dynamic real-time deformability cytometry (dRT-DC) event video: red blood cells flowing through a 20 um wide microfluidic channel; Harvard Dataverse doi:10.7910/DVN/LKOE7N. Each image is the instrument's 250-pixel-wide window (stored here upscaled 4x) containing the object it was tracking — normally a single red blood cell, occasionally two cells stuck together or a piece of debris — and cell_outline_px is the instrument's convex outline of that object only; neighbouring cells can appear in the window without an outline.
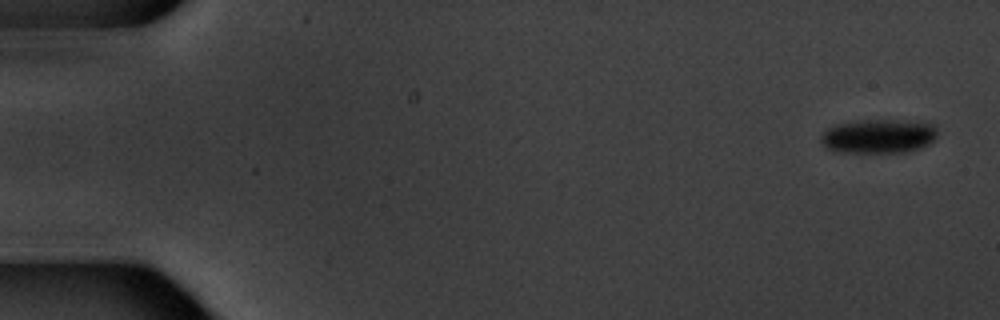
{"species": "common noctule bat (a hibernating species)", "species_latin": "Nyctalus noctula", "temperature_condition": "warm", "stored_images_in_passage": 5, "camera_frame_rate_fps": 3000, "um_per_image_px": 0.085, "animal": {"sex": "male", "body_mass_g": 20.1, "forearm_length_mm": 53.5}, "frame": {"image": 1, "passage_image": 1, "time_ms": 0.0, "image_size_px": [1000, 320], "cell_outline_px": [[936, 140], [920, 148], [904, 152], [836, 152], [828, 148], [820, 140], [820, 136], [828, 128], [836, 124], [860, 120], [888, 120], [936, 124]], "centroid_in_image_um": [74.67, 11.58], "position_along_channel_um": 10.3, "area_um2": 23.0}}
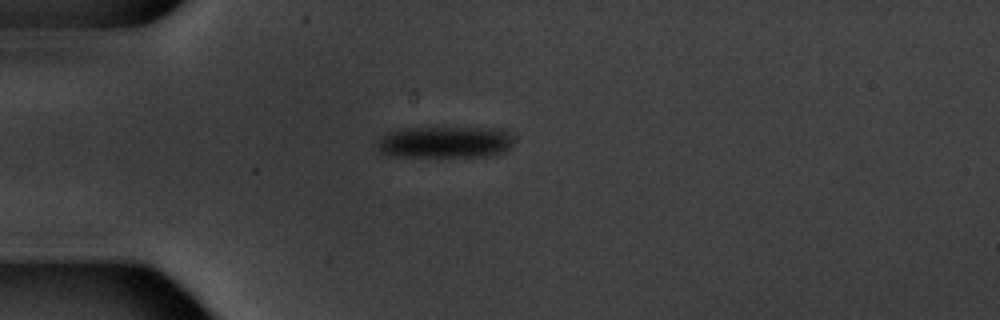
{"frame": {"image": 2, "passage_image": 5, "time_ms": 4.667, "image_size_px": [1000, 320], "cell_outline_px": [[512, 144], [504, 152], [488, 156], [392, 156], [380, 152], [376, 144], [376, 140], [380, 136], [388, 132], [400, 128], [508, 128], [512, 140]], "centroid_in_image_um": [37.81, 12.06], "position_along_channel_um": 47.2, "area_um2": 25.43}}